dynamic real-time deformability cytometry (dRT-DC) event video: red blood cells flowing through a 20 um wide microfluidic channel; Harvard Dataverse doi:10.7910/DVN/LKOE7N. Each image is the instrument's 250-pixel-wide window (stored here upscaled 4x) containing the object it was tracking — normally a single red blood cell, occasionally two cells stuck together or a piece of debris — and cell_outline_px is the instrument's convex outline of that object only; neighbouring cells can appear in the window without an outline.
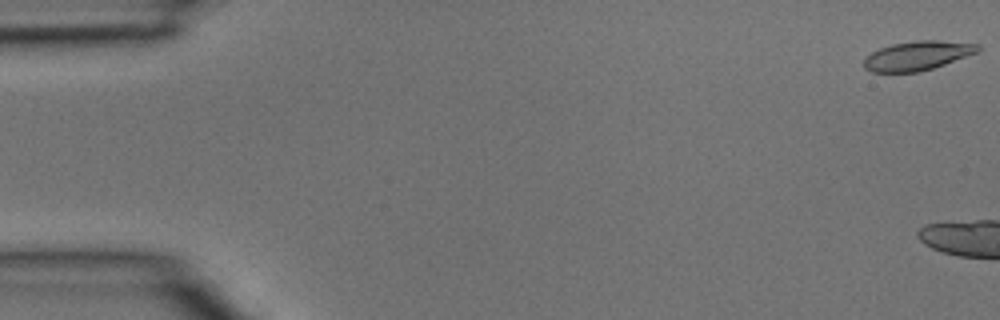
{"species": "common noctule bat (a hibernating species)", "species_latin": "Nyctalus noctula", "temperature_condition": "room temperature", "stored_images_in_passage": 5, "camera_frame_rate_fps": 3000, "um_per_image_px": 0.085, "animal": {"sex": "male", "body_mass_g": 15.6}, "frame": {"image": 1, "passage_image": 1, "time_ms": 0.0, "image_size_px": [1000, 320], "cell_outline_px": [[980, 52], [920, 72], [872, 72], [864, 68], [864, 60], [872, 52], [880, 48], [892, 44], [916, 40], [940, 40], [980, 44]], "centroid_in_image_um": [78.02, 4.72], "position_along_channel_um": 7.0, "area_um2": 19.42}}